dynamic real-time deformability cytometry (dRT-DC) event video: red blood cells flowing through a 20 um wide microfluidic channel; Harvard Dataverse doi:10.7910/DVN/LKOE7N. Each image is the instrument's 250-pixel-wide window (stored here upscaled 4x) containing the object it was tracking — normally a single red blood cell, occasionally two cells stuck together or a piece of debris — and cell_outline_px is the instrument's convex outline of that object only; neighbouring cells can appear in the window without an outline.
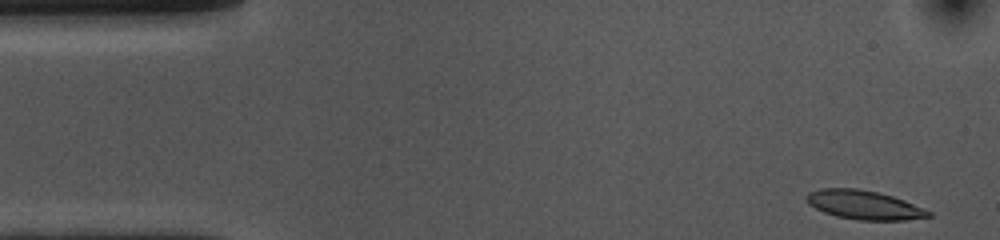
{"species": "common noctule bat (a hibernating species)", "species_latin": "Nyctalus noctula", "temperature_condition": "cold", "stored_images_in_passage": 46, "camera_frame_rate_fps": 3000, "um_per_image_px": 0.085, "animal": {"sex": "female", "body_mass_g": 10.0, "forearm_length_mm": 53.1}, "frame": {"image": 1, "passage_image": 1, "time_ms": 0.0, "image_size_px": [1000, 240], "cell_outline_px": [[932, 216], [904, 220], [860, 220], [836, 216], [824, 212], [808, 204], [804, 196], [808, 192], [820, 188], [856, 188], [876, 192], [892, 196], [904, 200], [932, 212]], "centroid_in_image_um": [73.41, 17.41], "position_along_channel_um": 11.6, "area_um2": 20.52}}
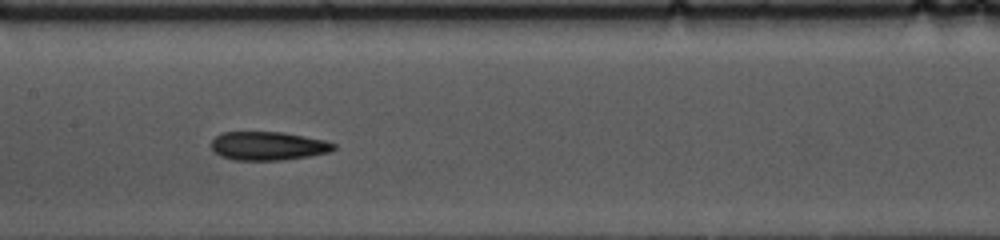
{"frame": {"image": 2, "passage_image": 23, "time_ms": 7.333, "image_size_px": [1000, 240], "cell_outline_px": [[336, 148], [328, 152], [308, 156], [284, 160], [236, 160], [220, 156], [212, 148], [212, 140], [216, 136], [224, 132], [284, 132], [324, 140], [336, 144]], "centroid_in_image_um": [22.8, 12.4], "position_along_channel_um": 184.6, "area_um2": 20.29}}
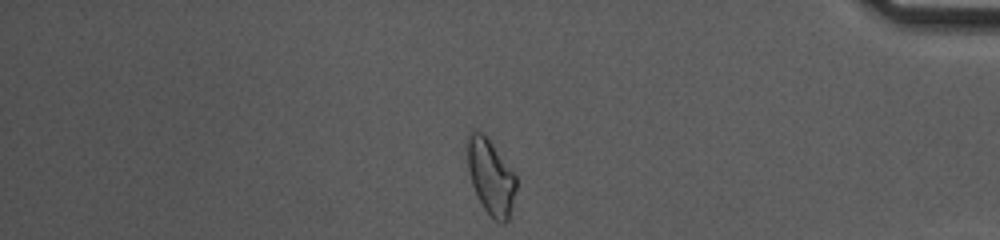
{"frame": {"image": 3, "passage_image": 43, "time_ms": 14.0, "image_size_px": [1000, 240], "cell_outline_px": [[516, 188], [512, 208], [508, 220], [504, 224], [500, 224], [484, 208], [472, 184], [468, 168], [464, 140], [472, 128], [480, 132], [488, 140], [516, 176]], "centroid_in_image_um": [41.67, 15.0], "position_along_channel_um": 393.5, "area_um2": 21.21}, "authors_computed_cell_mechanics": {"area_um2": 20.8369, "velocity_mm_per_s": 3.6625, "shape_relaxation_time_tau1_ms": null, "shape_relaxation_time_tau2_ms": 8.1543, "deformation_change_tau1": null, "deformation_change_tau2": 0.1643}}